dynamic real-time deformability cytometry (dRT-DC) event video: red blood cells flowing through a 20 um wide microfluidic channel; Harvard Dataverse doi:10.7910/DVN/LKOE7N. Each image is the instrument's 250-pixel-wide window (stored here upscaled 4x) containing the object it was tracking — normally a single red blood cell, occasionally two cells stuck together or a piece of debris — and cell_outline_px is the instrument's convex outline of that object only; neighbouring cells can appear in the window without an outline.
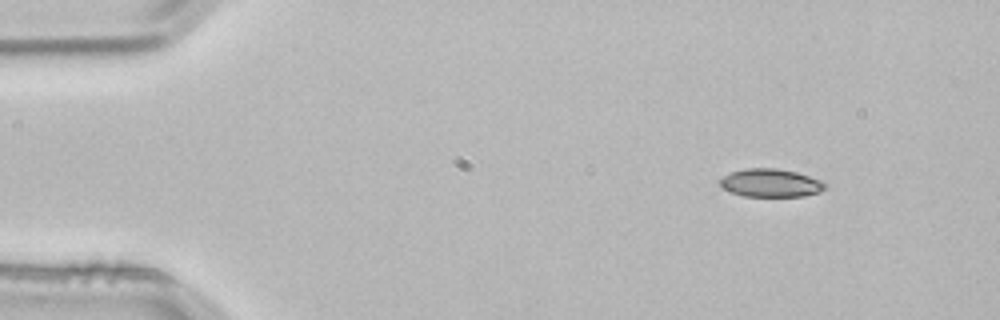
{"species": "common noctule bat (a hibernating species)", "species_latin": "Nyctalus noctula", "temperature_condition": "room temperature", "stored_images_in_passage": 3, "camera_frame_rate_fps": 3000, "um_per_image_px": 0.085, "animal": {"sex": "male", "body_mass_g": 21.5, "forearm_length_mm": 52.0}, "frame": {"image": 1, "passage_image": 1, "time_ms": 0.0, "image_size_px": [1000, 320], "cell_outline_px": [[828, 184], [820, 192], [804, 196], [744, 196], [720, 188], [720, 176], [728, 172], [744, 168], [776, 168], [796, 172], [820, 180]], "centroid_in_image_um": [65.45, 15.54], "position_along_channel_um": 19.5, "area_um2": 17.4}}
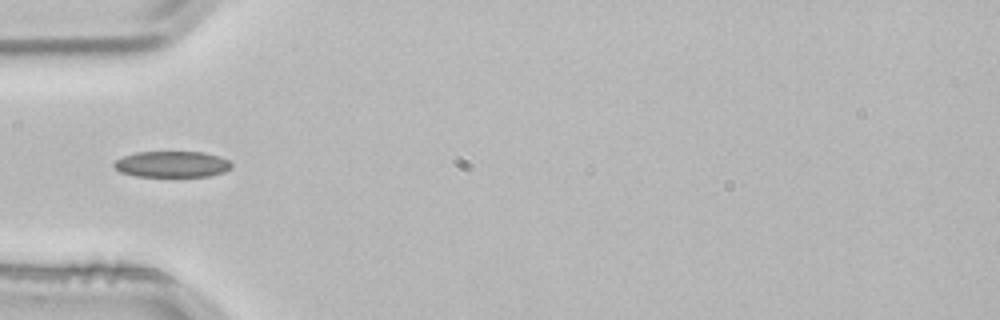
{"frame": {"image": 2, "passage_image": 3, "time_ms": 0.667, "image_size_px": [1000, 320], "cell_outline_px": [[232, 168], [224, 172], [208, 176], [136, 176], [120, 172], [112, 164], [116, 160], [124, 156], [136, 152], [204, 152], [220, 156], [228, 160], [232, 164]], "centroid_in_image_um": [14.64, 13.95], "position_along_channel_um": 70.4, "area_um2": 17.86}}